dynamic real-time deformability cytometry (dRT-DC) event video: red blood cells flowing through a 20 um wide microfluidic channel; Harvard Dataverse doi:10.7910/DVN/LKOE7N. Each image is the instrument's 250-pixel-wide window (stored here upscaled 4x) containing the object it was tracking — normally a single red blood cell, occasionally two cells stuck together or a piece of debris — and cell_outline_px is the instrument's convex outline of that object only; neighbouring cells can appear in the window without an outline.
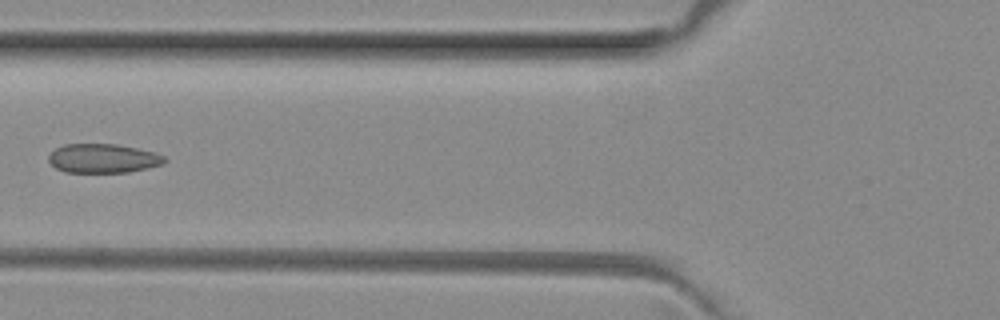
{"species": "common noctule bat (a hibernating species)", "species_latin": "Nyctalus noctula", "temperature_condition": "room temperature", "stored_images_in_passage": 4, "camera_frame_rate_fps": 3000, "um_per_image_px": 0.085, "animal": {"sex": "female", "body_mass_g": 29.2, "forearm_length_mm": 56.3}, "frame": {"image": 1, "passage_image": 4, "time_ms": 1.0, "image_size_px": [1000, 320], "cell_outline_px": [[168, 160], [160, 164], [128, 172], [64, 172], [56, 168], [48, 160], [48, 156], [56, 148], [64, 144], [116, 144], [136, 148], [152, 152], [164, 156]], "centroid_in_image_um": [8.72, 13.46], "position_along_channel_um": 117.1, "area_um2": 19.36}}